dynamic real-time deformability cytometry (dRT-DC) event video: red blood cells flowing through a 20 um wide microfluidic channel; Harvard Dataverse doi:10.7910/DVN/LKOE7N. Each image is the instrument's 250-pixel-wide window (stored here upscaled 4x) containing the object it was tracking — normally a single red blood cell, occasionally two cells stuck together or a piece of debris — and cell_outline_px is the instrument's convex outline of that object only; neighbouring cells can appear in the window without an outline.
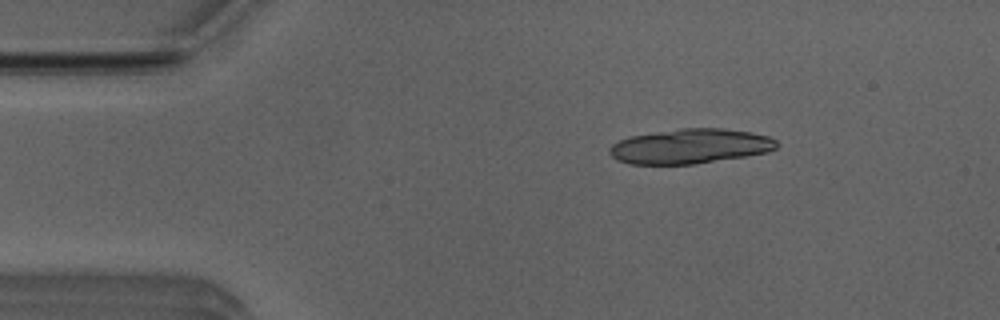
{"species": "Egyptian fruit bat (a non-hibernating species)", "species_latin": "Rousettus aegyptiacus", "temperature_condition": "room temperature", "stored_images_in_passage": 14, "camera_frame_rate_fps": 3000, "um_per_image_px": 0.085, "animal": {"sex": "male"}, "frame": {"image": 1, "passage_image": 5, "time_ms": 1.333, "image_size_px": [1000, 320], "cell_outline_px": [[780, 144], [776, 148], [768, 152], [744, 156], [692, 164], [628, 164], [616, 160], [608, 152], [608, 148], [612, 144], [620, 140], [632, 136], [680, 128], [724, 128], [752, 132], [768, 136], [776, 140]], "centroid_in_image_um": [58.67, 12.43], "position_along_channel_um": 26.3, "area_um2": 33.87}}